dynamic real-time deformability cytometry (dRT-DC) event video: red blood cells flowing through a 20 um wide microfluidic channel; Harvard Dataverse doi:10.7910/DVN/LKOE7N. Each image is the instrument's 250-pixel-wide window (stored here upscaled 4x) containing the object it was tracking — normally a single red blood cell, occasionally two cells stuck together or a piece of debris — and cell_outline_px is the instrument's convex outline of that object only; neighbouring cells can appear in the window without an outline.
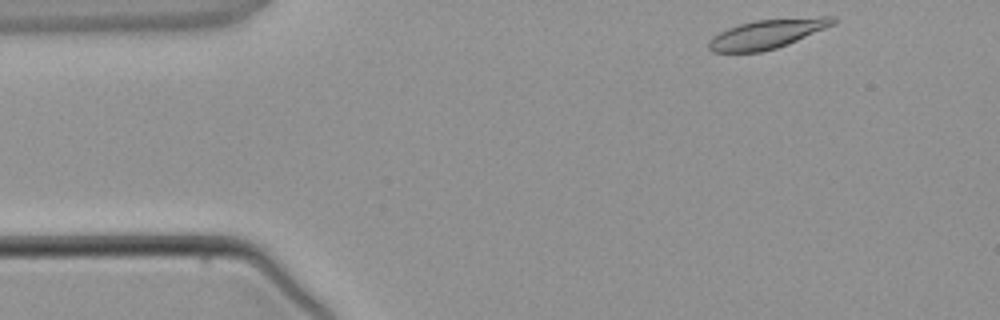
{"species": "common noctule bat (a hibernating species)", "species_latin": "Nyctalus noctula", "temperature_condition": "warm", "stored_images_in_passage": 4, "camera_frame_rate_fps": 3000, "um_per_image_px": 0.085, "animal": {"sex": "male", "body_mass_g": 21.5, "forearm_length_mm": 52.0}, "frame": {"image": 1, "passage_image": 1, "time_ms": 0.0, "image_size_px": [1000, 320], "cell_outline_px": [[836, 24], [788, 44], [776, 48], [760, 52], [712, 52], [708, 48], [708, 40], [720, 32], [728, 28], [740, 24], [756, 20], [820, 16], [836, 16]], "centroid_in_image_um": [65.25, 2.88], "position_along_channel_um": 19.8, "area_um2": 21.21}}
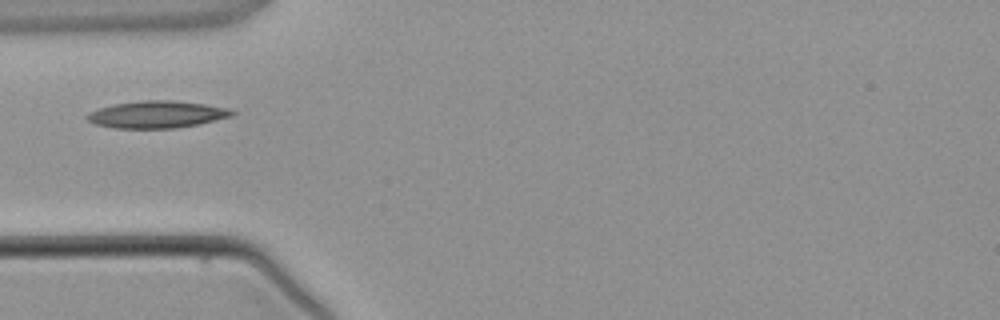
{"frame": {"image": 2, "passage_image": 3, "time_ms": 2.667, "image_size_px": [1000, 320], "cell_outline_px": [[236, 112], [232, 116], [200, 124], [176, 128], [112, 128], [96, 124], [88, 120], [84, 116], [88, 112], [112, 104], [140, 100], [172, 100], [204, 104], [228, 108]], "centroid_in_image_um": [13.32, 9.72], "position_along_channel_um": 71.7, "area_um2": 23.0}}
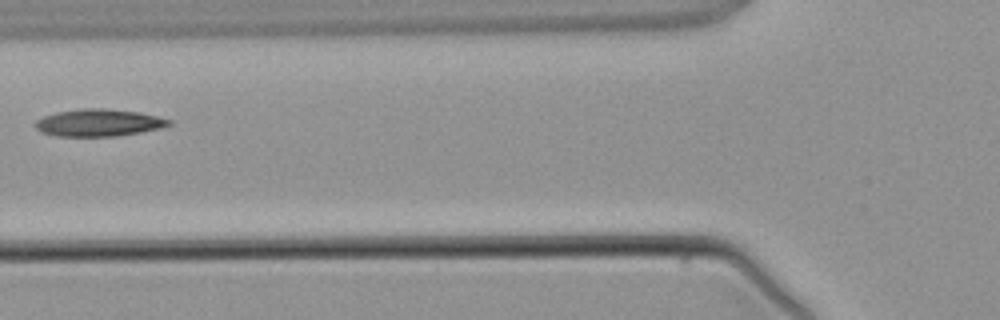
{"frame": {"image": 3, "passage_image": 4, "time_ms": 3.667, "image_size_px": [1000, 320], "cell_outline_px": [[172, 124], [160, 128], [140, 132], [116, 136], [56, 136], [40, 132], [32, 124], [36, 120], [44, 116], [56, 112], [80, 108], [104, 108], [136, 112], [156, 116], [172, 120]], "centroid_in_image_um": [8.34, 10.43], "position_along_channel_um": 117.5, "area_um2": 21.21}}